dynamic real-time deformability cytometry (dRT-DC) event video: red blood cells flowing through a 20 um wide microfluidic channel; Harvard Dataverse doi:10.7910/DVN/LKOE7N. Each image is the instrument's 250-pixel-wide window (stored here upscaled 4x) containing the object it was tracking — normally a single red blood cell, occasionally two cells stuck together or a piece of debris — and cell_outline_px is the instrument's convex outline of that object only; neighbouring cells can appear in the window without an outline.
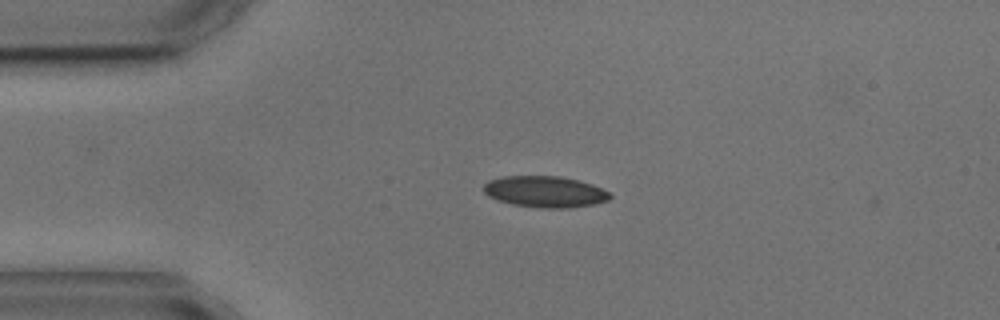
{"species": "common noctule bat (a hibernating species)", "species_latin": "Nyctalus noctula", "temperature_condition": "cold", "stored_images_in_passage": 2, "camera_frame_rate_fps": 3000, "um_per_image_px": 0.085, "animal": {"sex": "male", "body_mass_g": 17.9, "forearm_length_mm": 54.2}, "frame": {"image": 1, "passage_image": 1, "time_ms": 0.0, "image_size_px": [1000, 320], "cell_outline_px": [[612, 196], [608, 200], [596, 204], [568, 208], [540, 208], [512, 204], [496, 200], [488, 196], [484, 192], [484, 184], [488, 180], [504, 176], [560, 176], [592, 184], [608, 192]], "centroid_in_image_um": [46.3, 16.3], "position_along_channel_um": 38.7, "area_um2": 23.06}}